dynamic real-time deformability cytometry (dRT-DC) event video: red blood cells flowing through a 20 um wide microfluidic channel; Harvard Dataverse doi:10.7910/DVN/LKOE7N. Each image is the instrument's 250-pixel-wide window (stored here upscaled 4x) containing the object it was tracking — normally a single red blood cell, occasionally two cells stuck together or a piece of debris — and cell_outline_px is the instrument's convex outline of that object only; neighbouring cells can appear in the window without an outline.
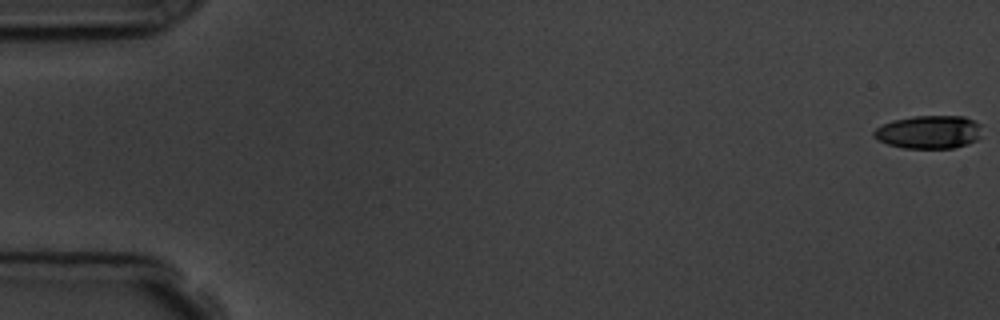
{"species": "common noctule bat (a hibernating species)", "species_latin": "Nyctalus noctula", "temperature_condition": "room temperature", "stored_images_in_passage": 6, "segment_of_instrument_passage": [1, 2], "camera_frame_rate_fps": 3000, "um_per_image_px": 0.085, "animal": {"sex": "male", "body_mass_g": 19.5, "forearm_length_mm": 54.6}, "frame": {"image": 1, "passage_image": 1, "time_ms": 0.0, "image_size_px": [1000, 320], "cell_outline_px": [[980, 136], [976, 140], [968, 144], [952, 148], [904, 148], [888, 144], [876, 140], [872, 136], [872, 132], [876, 128], [892, 120], [916, 116], [964, 116], [980, 124]], "centroid_in_image_um": [78.93, 11.23], "position_along_channel_um": 6.1, "area_um2": 20.92}}
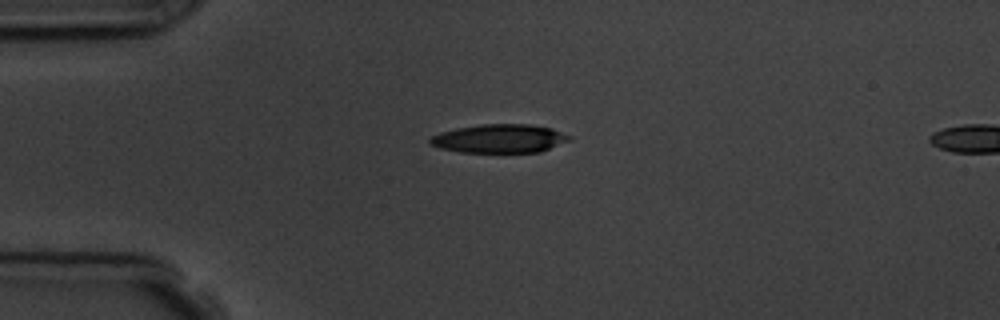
{"frame": {"image": 2, "passage_image": 5, "time_ms": 4.667, "image_size_px": [1000, 320], "cell_outline_px": [[572, 140], [540, 152], [460, 152], [440, 148], [428, 144], [428, 140], [432, 136], [440, 132], [456, 128], [480, 124], [532, 124], [552, 128], [572, 136]], "centroid_in_image_um": [42.47, 11.77], "position_along_channel_um": 42.5, "area_um2": 23.47}}